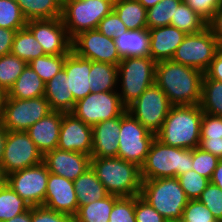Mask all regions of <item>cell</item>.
Returning <instances> with one entry per match:
<instances>
[{
  "label": "cell",
  "instance_id": "47",
  "mask_svg": "<svg viewBox=\"0 0 222 222\" xmlns=\"http://www.w3.org/2000/svg\"><path fill=\"white\" fill-rule=\"evenodd\" d=\"M31 222H74V217L40 205L31 208Z\"/></svg>",
  "mask_w": 222,
  "mask_h": 222
},
{
  "label": "cell",
  "instance_id": "58",
  "mask_svg": "<svg viewBox=\"0 0 222 222\" xmlns=\"http://www.w3.org/2000/svg\"><path fill=\"white\" fill-rule=\"evenodd\" d=\"M8 182L7 173L0 167V190H2Z\"/></svg>",
  "mask_w": 222,
  "mask_h": 222
},
{
  "label": "cell",
  "instance_id": "60",
  "mask_svg": "<svg viewBox=\"0 0 222 222\" xmlns=\"http://www.w3.org/2000/svg\"><path fill=\"white\" fill-rule=\"evenodd\" d=\"M167 222H182L181 220H167Z\"/></svg>",
  "mask_w": 222,
  "mask_h": 222
},
{
  "label": "cell",
  "instance_id": "12",
  "mask_svg": "<svg viewBox=\"0 0 222 222\" xmlns=\"http://www.w3.org/2000/svg\"><path fill=\"white\" fill-rule=\"evenodd\" d=\"M52 112L44 96L31 99L6 98L1 124L8 131H26Z\"/></svg>",
  "mask_w": 222,
  "mask_h": 222
},
{
  "label": "cell",
  "instance_id": "3",
  "mask_svg": "<svg viewBox=\"0 0 222 222\" xmlns=\"http://www.w3.org/2000/svg\"><path fill=\"white\" fill-rule=\"evenodd\" d=\"M91 168L107 192L119 197L138 196L141 192V169L120 157L91 158Z\"/></svg>",
  "mask_w": 222,
  "mask_h": 222
},
{
  "label": "cell",
  "instance_id": "4",
  "mask_svg": "<svg viewBox=\"0 0 222 222\" xmlns=\"http://www.w3.org/2000/svg\"><path fill=\"white\" fill-rule=\"evenodd\" d=\"M193 149L168 146L152 141L141 169L142 179L173 178L192 170Z\"/></svg>",
  "mask_w": 222,
  "mask_h": 222
},
{
  "label": "cell",
  "instance_id": "10",
  "mask_svg": "<svg viewBox=\"0 0 222 222\" xmlns=\"http://www.w3.org/2000/svg\"><path fill=\"white\" fill-rule=\"evenodd\" d=\"M125 110L118 91H109L89 93L75 102L71 113L93 127L99 122L119 117Z\"/></svg>",
  "mask_w": 222,
  "mask_h": 222
},
{
  "label": "cell",
  "instance_id": "50",
  "mask_svg": "<svg viewBox=\"0 0 222 222\" xmlns=\"http://www.w3.org/2000/svg\"><path fill=\"white\" fill-rule=\"evenodd\" d=\"M204 74L209 79L222 82V46L218 49L214 59Z\"/></svg>",
  "mask_w": 222,
  "mask_h": 222
},
{
  "label": "cell",
  "instance_id": "36",
  "mask_svg": "<svg viewBox=\"0 0 222 222\" xmlns=\"http://www.w3.org/2000/svg\"><path fill=\"white\" fill-rule=\"evenodd\" d=\"M27 63L12 53L0 57V87L6 92L13 86Z\"/></svg>",
  "mask_w": 222,
  "mask_h": 222
},
{
  "label": "cell",
  "instance_id": "27",
  "mask_svg": "<svg viewBox=\"0 0 222 222\" xmlns=\"http://www.w3.org/2000/svg\"><path fill=\"white\" fill-rule=\"evenodd\" d=\"M78 207L87 205L108 196L104 185L98 180L94 170L90 167L73 181Z\"/></svg>",
  "mask_w": 222,
  "mask_h": 222
},
{
  "label": "cell",
  "instance_id": "18",
  "mask_svg": "<svg viewBox=\"0 0 222 222\" xmlns=\"http://www.w3.org/2000/svg\"><path fill=\"white\" fill-rule=\"evenodd\" d=\"M43 163L49 172L74 181L91 167V156L57 148L43 155Z\"/></svg>",
  "mask_w": 222,
  "mask_h": 222
},
{
  "label": "cell",
  "instance_id": "33",
  "mask_svg": "<svg viewBox=\"0 0 222 222\" xmlns=\"http://www.w3.org/2000/svg\"><path fill=\"white\" fill-rule=\"evenodd\" d=\"M170 25L186 34H194L206 28L207 22L182 0L176 8Z\"/></svg>",
  "mask_w": 222,
  "mask_h": 222
},
{
  "label": "cell",
  "instance_id": "53",
  "mask_svg": "<svg viewBox=\"0 0 222 222\" xmlns=\"http://www.w3.org/2000/svg\"><path fill=\"white\" fill-rule=\"evenodd\" d=\"M199 147L222 160V141L200 140Z\"/></svg>",
  "mask_w": 222,
  "mask_h": 222
},
{
  "label": "cell",
  "instance_id": "19",
  "mask_svg": "<svg viewBox=\"0 0 222 222\" xmlns=\"http://www.w3.org/2000/svg\"><path fill=\"white\" fill-rule=\"evenodd\" d=\"M45 207L74 217L78 212V202L73 181L49 172Z\"/></svg>",
  "mask_w": 222,
  "mask_h": 222
},
{
  "label": "cell",
  "instance_id": "13",
  "mask_svg": "<svg viewBox=\"0 0 222 222\" xmlns=\"http://www.w3.org/2000/svg\"><path fill=\"white\" fill-rule=\"evenodd\" d=\"M42 162V153L37 149L26 131H7L0 163V167L7 175Z\"/></svg>",
  "mask_w": 222,
  "mask_h": 222
},
{
  "label": "cell",
  "instance_id": "51",
  "mask_svg": "<svg viewBox=\"0 0 222 222\" xmlns=\"http://www.w3.org/2000/svg\"><path fill=\"white\" fill-rule=\"evenodd\" d=\"M16 30L0 27V57L11 53Z\"/></svg>",
  "mask_w": 222,
  "mask_h": 222
},
{
  "label": "cell",
  "instance_id": "32",
  "mask_svg": "<svg viewBox=\"0 0 222 222\" xmlns=\"http://www.w3.org/2000/svg\"><path fill=\"white\" fill-rule=\"evenodd\" d=\"M11 53L27 64L33 59L46 55L40 43L26 27L17 30Z\"/></svg>",
  "mask_w": 222,
  "mask_h": 222
},
{
  "label": "cell",
  "instance_id": "54",
  "mask_svg": "<svg viewBox=\"0 0 222 222\" xmlns=\"http://www.w3.org/2000/svg\"><path fill=\"white\" fill-rule=\"evenodd\" d=\"M210 182L222 190V160L219 161L217 167L215 168Z\"/></svg>",
  "mask_w": 222,
  "mask_h": 222
},
{
  "label": "cell",
  "instance_id": "9",
  "mask_svg": "<svg viewBox=\"0 0 222 222\" xmlns=\"http://www.w3.org/2000/svg\"><path fill=\"white\" fill-rule=\"evenodd\" d=\"M221 46L206 27L200 32L187 34L171 60L205 73Z\"/></svg>",
  "mask_w": 222,
  "mask_h": 222
},
{
  "label": "cell",
  "instance_id": "45",
  "mask_svg": "<svg viewBox=\"0 0 222 222\" xmlns=\"http://www.w3.org/2000/svg\"><path fill=\"white\" fill-rule=\"evenodd\" d=\"M200 140L222 141V117L203 112Z\"/></svg>",
  "mask_w": 222,
  "mask_h": 222
},
{
  "label": "cell",
  "instance_id": "56",
  "mask_svg": "<svg viewBox=\"0 0 222 222\" xmlns=\"http://www.w3.org/2000/svg\"><path fill=\"white\" fill-rule=\"evenodd\" d=\"M7 129L0 123V163L3 156V151L5 147V140L7 136Z\"/></svg>",
  "mask_w": 222,
  "mask_h": 222
},
{
  "label": "cell",
  "instance_id": "7",
  "mask_svg": "<svg viewBox=\"0 0 222 222\" xmlns=\"http://www.w3.org/2000/svg\"><path fill=\"white\" fill-rule=\"evenodd\" d=\"M115 0H62L61 20L71 39L79 33L97 28L110 14Z\"/></svg>",
  "mask_w": 222,
  "mask_h": 222
},
{
  "label": "cell",
  "instance_id": "55",
  "mask_svg": "<svg viewBox=\"0 0 222 222\" xmlns=\"http://www.w3.org/2000/svg\"><path fill=\"white\" fill-rule=\"evenodd\" d=\"M5 222H31V209L26 210L25 212L18 214L14 218Z\"/></svg>",
  "mask_w": 222,
  "mask_h": 222
},
{
  "label": "cell",
  "instance_id": "8",
  "mask_svg": "<svg viewBox=\"0 0 222 222\" xmlns=\"http://www.w3.org/2000/svg\"><path fill=\"white\" fill-rule=\"evenodd\" d=\"M155 134L148 131L127 109L121 114L117 157L141 167Z\"/></svg>",
  "mask_w": 222,
  "mask_h": 222
},
{
  "label": "cell",
  "instance_id": "49",
  "mask_svg": "<svg viewBox=\"0 0 222 222\" xmlns=\"http://www.w3.org/2000/svg\"><path fill=\"white\" fill-rule=\"evenodd\" d=\"M192 10L208 22L222 7V0H183Z\"/></svg>",
  "mask_w": 222,
  "mask_h": 222
},
{
  "label": "cell",
  "instance_id": "17",
  "mask_svg": "<svg viewBox=\"0 0 222 222\" xmlns=\"http://www.w3.org/2000/svg\"><path fill=\"white\" fill-rule=\"evenodd\" d=\"M92 146V126L85 124L72 113H62L57 148L91 156Z\"/></svg>",
  "mask_w": 222,
  "mask_h": 222
},
{
  "label": "cell",
  "instance_id": "5",
  "mask_svg": "<svg viewBox=\"0 0 222 222\" xmlns=\"http://www.w3.org/2000/svg\"><path fill=\"white\" fill-rule=\"evenodd\" d=\"M140 196L166 220H181L188 203L176 177L142 179Z\"/></svg>",
  "mask_w": 222,
  "mask_h": 222
},
{
  "label": "cell",
  "instance_id": "15",
  "mask_svg": "<svg viewBox=\"0 0 222 222\" xmlns=\"http://www.w3.org/2000/svg\"><path fill=\"white\" fill-rule=\"evenodd\" d=\"M72 51L82 58L115 66L122 60L114 40L97 29L83 31L75 36L72 39Z\"/></svg>",
  "mask_w": 222,
  "mask_h": 222
},
{
  "label": "cell",
  "instance_id": "21",
  "mask_svg": "<svg viewBox=\"0 0 222 222\" xmlns=\"http://www.w3.org/2000/svg\"><path fill=\"white\" fill-rule=\"evenodd\" d=\"M149 56L155 61L171 60L178 46L183 42L185 32L171 25L149 29Z\"/></svg>",
  "mask_w": 222,
  "mask_h": 222
},
{
  "label": "cell",
  "instance_id": "30",
  "mask_svg": "<svg viewBox=\"0 0 222 222\" xmlns=\"http://www.w3.org/2000/svg\"><path fill=\"white\" fill-rule=\"evenodd\" d=\"M27 21L59 18L62 0H16Z\"/></svg>",
  "mask_w": 222,
  "mask_h": 222
},
{
  "label": "cell",
  "instance_id": "46",
  "mask_svg": "<svg viewBox=\"0 0 222 222\" xmlns=\"http://www.w3.org/2000/svg\"><path fill=\"white\" fill-rule=\"evenodd\" d=\"M96 29L110 39L119 37L128 30L114 11L103 17Z\"/></svg>",
  "mask_w": 222,
  "mask_h": 222
},
{
  "label": "cell",
  "instance_id": "23",
  "mask_svg": "<svg viewBox=\"0 0 222 222\" xmlns=\"http://www.w3.org/2000/svg\"><path fill=\"white\" fill-rule=\"evenodd\" d=\"M63 68L67 74L68 90L72 93L76 102L92 92L88 81L91 60L82 58L71 51L66 56Z\"/></svg>",
  "mask_w": 222,
  "mask_h": 222
},
{
  "label": "cell",
  "instance_id": "52",
  "mask_svg": "<svg viewBox=\"0 0 222 222\" xmlns=\"http://www.w3.org/2000/svg\"><path fill=\"white\" fill-rule=\"evenodd\" d=\"M207 27L210 29L215 39L222 45V7L219 8L207 22Z\"/></svg>",
  "mask_w": 222,
  "mask_h": 222
},
{
  "label": "cell",
  "instance_id": "22",
  "mask_svg": "<svg viewBox=\"0 0 222 222\" xmlns=\"http://www.w3.org/2000/svg\"><path fill=\"white\" fill-rule=\"evenodd\" d=\"M61 122L62 112L52 111L26 130L42 155L57 149Z\"/></svg>",
  "mask_w": 222,
  "mask_h": 222
},
{
  "label": "cell",
  "instance_id": "37",
  "mask_svg": "<svg viewBox=\"0 0 222 222\" xmlns=\"http://www.w3.org/2000/svg\"><path fill=\"white\" fill-rule=\"evenodd\" d=\"M182 0H163L147 9V29L168 26Z\"/></svg>",
  "mask_w": 222,
  "mask_h": 222
},
{
  "label": "cell",
  "instance_id": "29",
  "mask_svg": "<svg viewBox=\"0 0 222 222\" xmlns=\"http://www.w3.org/2000/svg\"><path fill=\"white\" fill-rule=\"evenodd\" d=\"M113 11L128 30L147 28V9L137 0H115Z\"/></svg>",
  "mask_w": 222,
  "mask_h": 222
},
{
  "label": "cell",
  "instance_id": "59",
  "mask_svg": "<svg viewBox=\"0 0 222 222\" xmlns=\"http://www.w3.org/2000/svg\"><path fill=\"white\" fill-rule=\"evenodd\" d=\"M140 2L146 9L155 6L157 3L163 0H137Z\"/></svg>",
  "mask_w": 222,
  "mask_h": 222
},
{
  "label": "cell",
  "instance_id": "44",
  "mask_svg": "<svg viewBox=\"0 0 222 222\" xmlns=\"http://www.w3.org/2000/svg\"><path fill=\"white\" fill-rule=\"evenodd\" d=\"M182 222H218L198 199L189 200L182 213Z\"/></svg>",
  "mask_w": 222,
  "mask_h": 222
},
{
  "label": "cell",
  "instance_id": "31",
  "mask_svg": "<svg viewBox=\"0 0 222 222\" xmlns=\"http://www.w3.org/2000/svg\"><path fill=\"white\" fill-rule=\"evenodd\" d=\"M119 196L111 195L80 206L74 216V222H109L115 201Z\"/></svg>",
  "mask_w": 222,
  "mask_h": 222
},
{
  "label": "cell",
  "instance_id": "39",
  "mask_svg": "<svg viewBox=\"0 0 222 222\" xmlns=\"http://www.w3.org/2000/svg\"><path fill=\"white\" fill-rule=\"evenodd\" d=\"M26 24L16 0H0V27L17 31L25 28Z\"/></svg>",
  "mask_w": 222,
  "mask_h": 222
},
{
  "label": "cell",
  "instance_id": "2",
  "mask_svg": "<svg viewBox=\"0 0 222 222\" xmlns=\"http://www.w3.org/2000/svg\"><path fill=\"white\" fill-rule=\"evenodd\" d=\"M202 115L200 105L171 106L155 138L168 146L183 149L199 147Z\"/></svg>",
  "mask_w": 222,
  "mask_h": 222
},
{
  "label": "cell",
  "instance_id": "28",
  "mask_svg": "<svg viewBox=\"0 0 222 222\" xmlns=\"http://www.w3.org/2000/svg\"><path fill=\"white\" fill-rule=\"evenodd\" d=\"M92 92L118 91V68L109 63L91 61L88 77Z\"/></svg>",
  "mask_w": 222,
  "mask_h": 222
},
{
  "label": "cell",
  "instance_id": "48",
  "mask_svg": "<svg viewBox=\"0 0 222 222\" xmlns=\"http://www.w3.org/2000/svg\"><path fill=\"white\" fill-rule=\"evenodd\" d=\"M136 222H167L149 203L140 195L135 196Z\"/></svg>",
  "mask_w": 222,
  "mask_h": 222
},
{
  "label": "cell",
  "instance_id": "14",
  "mask_svg": "<svg viewBox=\"0 0 222 222\" xmlns=\"http://www.w3.org/2000/svg\"><path fill=\"white\" fill-rule=\"evenodd\" d=\"M49 170L42 162L8 175L7 184L32 207L44 204Z\"/></svg>",
  "mask_w": 222,
  "mask_h": 222
},
{
  "label": "cell",
  "instance_id": "40",
  "mask_svg": "<svg viewBox=\"0 0 222 222\" xmlns=\"http://www.w3.org/2000/svg\"><path fill=\"white\" fill-rule=\"evenodd\" d=\"M189 200H196L205 190L210 180L193 169L176 177Z\"/></svg>",
  "mask_w": 222,
  "mask_h": 222
},
{
  "label": "cell",
  "instance_id": "16",
  "mask_svg": "<svg viewBox=\"0 0 222 222\" xmlns=\"http://www.w3.org/2000/svg\"><path fill=\"white\" fill-rule=\"evenodd\" d=\"M26 28L40 43L46 55L69 54L72 39L59 18L27 21Z\"/></svg>",
  "mask_w": 222,
  "mask_h": 222
},
{
  "label": "cell",
  "instance_id": "57",
  "mask_svg": "<svg viewBox=\"0 0 222 222\" xmlns=\"http://www.w3.org/2000/svg\"><path fill=\"white\" fill-rule=\"evenodd\" d=\"M6 98H7V92L3 88L0 87V123L3 118V110H4Z\"/></svg>",
  "mask_w": 222,
  "mask_h": 222
},
{
  "label": "cell",
  "instance_id": "34",
  "mask_svg": "<svg viewBox=\"0 0 222 222\" xmlns=\"http://www.w3.org/2000/svg\"><path fill=\"white\" fill-rule=\"evenodd\" d=\"M200 106L203 112L222 117V82L204 74Z\"/></svg>",
  "mask_w": 222,
  "mask_h": 222
},
{
  "label": "cell",
  "instance_id": "43",
  "mask_svg": "<svg viewBox=\"0 0 222 222\" xmlns=\"http://www.w3.org/2000/svg\"><path fill=\"white\" fill-rule=\"evenodd\" d=\"M109 222H136L135 196L119 197L114 203Z\"/></svg>",
  "mask_w": 222,
  "mask_h": 222
},
{
  "label": "cell",
  "instance_id": "24",
  "mask_svg": "<svg viewBox=\"0 0 222 222\" xmlns=\"http://www.w3.org/2000/svg\"><path fill=\"white\" fill-rule=\"evenodd\" d=\"M44 97L49 102L52 111L72 112L76 101L68 90L67 74L64 68L45 84Z\"/></svg>",
  "mask_w": 222,
  "mask_h": 222
},
{
  "label": "cell",
  "instance_id": "6",
  "mask_svg": "<svg viewBox=\"0 0 222 222\" xmlns=\"http://www.w3.org/2000/svg\"><path fill=\"white\" fill-rule=\"evenodd\" d=\"M117 68L118 93L122 104L127 108L147 88L155 84L156 62L150 56L126 57Z\"/></svg>",
  "mask_w": 222,
  "mask_h": 222
},
{
  "label": "cell",
  "instance_id": "25",
  "mask_svg": "<svg viewBox=\"0 0 222 222\" xmlns=\"http://www.w3.org/2000/svg\"><path fill=\"white\" fill-rule=\"evenodd\" d=\"M120 57H147L150 50L149 29L127 30L113 39Z\"/></svg>",
  "mask_w": 222,
  "mask_h": 222
},
{
  "label": "cell",
  "instance_id": "38",
  "mask_svg": "<svg viewBox=\"0 0 222 222\" xmlns=\"http://www.w3.org/2000/svg\"><path fill=\"white\" fill-rule=\"evenodd\" d=\"M67 55H44L33 59L28 65L47 83L63 69Z\"/></svg>",
  "mask_w": 222,
  "mask_h": 222
},
{
  "label": "cell",
  "instance_id": "26",
  "mask_svg": "<svg viewBox=\"0 0 222 222\" xmlns=\"http://www.w3.org/2000/svg\"><path fill=\"white\" fill-rule=\"evenodd\" d=\"M45 84L40 76L27 64L7 92V98L31 99L44 96Z\"/></svg>",
  "mask_w": 222,
  "mask_h": 222
},
{
  "label": "cell",
  "instance_id": "42",
  "mask_svg": "<svg viewBox=\"0 0 222 222\" xmlns=\"http://www.w3.org/2000/svg\"><path fill=\"white\" fill-rule=\"evenodd\" d=\"M198 200L211 211L218 222H222V190L218 186L210 182Z\"/></svg>",
  "mask_w": 222,
  "mask_h": 222
},
{
  "label": "cell",
  "instance_id": "1",
  "mask_svg": "<svg viewBox=\"0 0 222 222\" xmlns=\"http://www.w3.org/2000/svg\"><path fill=\"white\" fill-rule=\"evenodd\" d=\"M204 73L172 60L156 62L155 84L172 106L200 105Z\"/></svg>",
  "mask_w": 222,
  "mask_h": 222
},
{
  "label": "cell",
  "instance_id": "20",
  "mask_svg": "<svg viewBox=\"0 0 222 222\" xmlns=\"http://www.w3.org/2000/svg\"><path fill=\"white\" fill-rule=\"evenodd\" d=\"M120 128L121 115L99 122L92 127L93 146L91 158L117 157Z\"/></svg>",
  "mask_w": 222,
  "mask_h": 222
},
{
  "label": "cell",
  "instance_id": "35",
  "mask_svg": "<svg viewBox=\"0 0 222 222\" xmlns=\"http://www.w3.org/2000/svg\"><path fill=\"white\" fill-rule=\"evenodd\" d=\"M31 208L8 184L0 190V222L10 220Z\"/></svg>",
  "mask_w": 222,
  "mask_h": 222
},
{
  "label": "cell",
  "instance_id": "41",
  "mask_svg": "<svg viewBox=\"0 0 222 222\" xmlns=\"http://www.w3.org/2000/svg\"><path fill=\"white\" fill-rule=\"evenodd\" d=\"M219 161L218 157L202 150L200 147L193 149L192 169L209 180H211Z\"/></svg>",
  "mask_w": 222,
  "mask_h": 222
},
{
  "label": "cell",
  "instance_id": "11",
  "mask_svg": "<svg viewBox=\"0 0 222 222\" xmlns=\"http://www.w3.org/2000/svg\"><path fill=\"white\" fill-rule=\"evenodd\" d=\"M171 106L166 94L154 84L126 109L148 131L156 134L161 129Z\"/></svg>",
  "mask_w": 222,
  "mask_h": 222
}]
</instances>
